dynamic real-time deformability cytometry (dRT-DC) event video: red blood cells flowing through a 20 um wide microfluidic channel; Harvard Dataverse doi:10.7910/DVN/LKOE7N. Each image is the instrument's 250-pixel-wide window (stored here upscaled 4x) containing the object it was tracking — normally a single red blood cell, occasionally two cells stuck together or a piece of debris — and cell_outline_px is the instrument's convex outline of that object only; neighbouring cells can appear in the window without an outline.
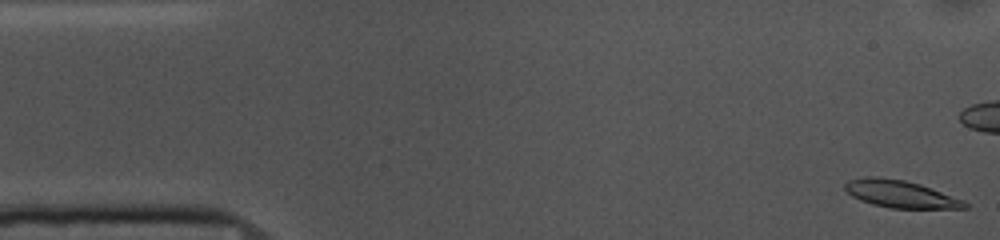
{"species": "common noctule bat (a hibernating species)", "species_latin": "Nyctalus noctula", "temperature_condition": "cold", "stored_images_in_passage": 54, "camera_frame_rate_fps": 3000, "um_per_image_px": 0.085, "animal": {"sex": "female", "body_mass_g": 10.0, "forearm_length_mm": 53.1}, "frame": {"image": 1, "passage_image": 1, "time_ms": 0.0, "image_size_px": [1000, 240], "cell_outline_px": [[968, 208], [888, 208], [872, 204], [860, 200], [852, 196], [844, 188], [844, 184], [848, 180], [864, 176], [876, 176], [904, 180], [920, 184], [964, 200], [968, 204]], "centroid_in_image_um": [76.5, 16.48], "position_along_channel_um": 8.5, "area_um2": 19.07}}
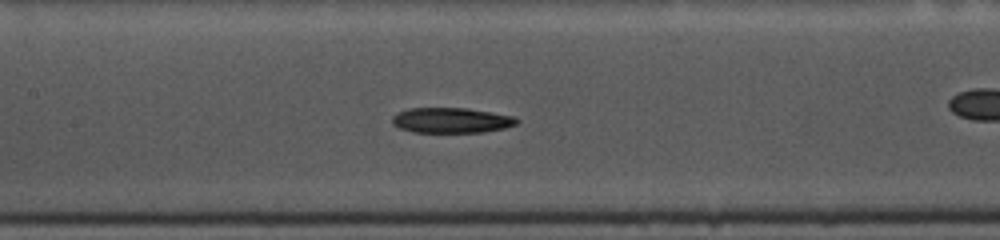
{"frame": {"image": 2, "passage_image": 23, "time_ms": 7.333, "image_size_px": [1000, 240], "cell_outline_px": [[520, 120], [516, 124], [504, 128], [484, 132], [412, 132], [400, 128], [392, 124], [392, 116], [396, 112], [408, 108], [468, 108], [492, 112], [512, 116]], "centroid_in_image_um": [38.33, 10.22], "position_along_channel_um": 169.1, "area_um2": 18.44}}
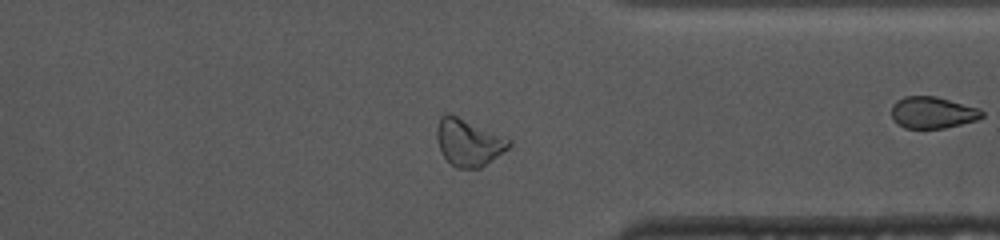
{"frame": {"image": 3, "passage_image": 40, "time_ms": 13.0, "image_size_px": [1000, 240], "cell_outline_px": [[512, 144], [508, 148], [480, 168], [456, 168], [444, 156], [440, 148], [436, 136], [436, 128], [440, 116], [444, 112], [448, 112], [512, 140]], "centroid_in_image_um": [39.8, 12.08], "position_along_channel_um": 371.6, "area_um2": 19.54}, "authors_computed_cell_mechanics": {"area_um2": 19.5364, "velocity_mm_per_s": 3.6783, "shape_relaxation_time_tau1_ms": 4.6028, "shape_relaxation_time_tau2_ms": null, "deformation_change_tau1": 0.1359, "deformation_change_tau2": null}}